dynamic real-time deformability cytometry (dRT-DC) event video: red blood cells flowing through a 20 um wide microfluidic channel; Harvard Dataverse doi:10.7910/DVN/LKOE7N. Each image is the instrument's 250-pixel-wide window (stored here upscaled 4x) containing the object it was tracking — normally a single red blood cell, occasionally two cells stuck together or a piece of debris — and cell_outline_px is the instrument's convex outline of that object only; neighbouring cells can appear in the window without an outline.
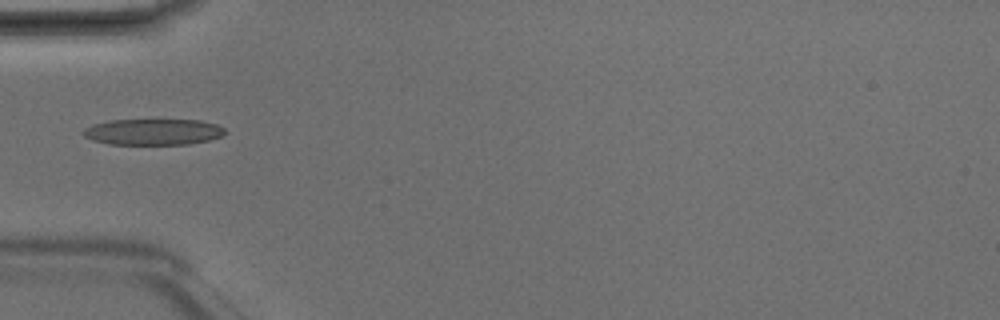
{"species": "Egyptian fruit bat (a non-hibernating species)", "species_latin": "Rousettus aegyptiacus", "temperature_condition": "room temperature", "stored_images_in_passage": 3, "camera_frame_rate_fps": 3000, "um_per_image_px": 0.085, "animal": {"sex": "male"}, "frame": {"image": 1, "passage_image": 2, "time_ms": 0.333, "image_size_px": [1000, 320], "cell_outline_px": [[224, 132], [220, 136], [208, 140], [188, 144], [108, 144], [92, 140], [84, 136], [80, 132], [84, 128], [92, 124], [108, 120], [200, 120], [216, 124], [224, 128]], "centroid_in_image_um": [12.94, 11.2], "position_along_channel_um": 72.1, "area_um2": 21.56}}